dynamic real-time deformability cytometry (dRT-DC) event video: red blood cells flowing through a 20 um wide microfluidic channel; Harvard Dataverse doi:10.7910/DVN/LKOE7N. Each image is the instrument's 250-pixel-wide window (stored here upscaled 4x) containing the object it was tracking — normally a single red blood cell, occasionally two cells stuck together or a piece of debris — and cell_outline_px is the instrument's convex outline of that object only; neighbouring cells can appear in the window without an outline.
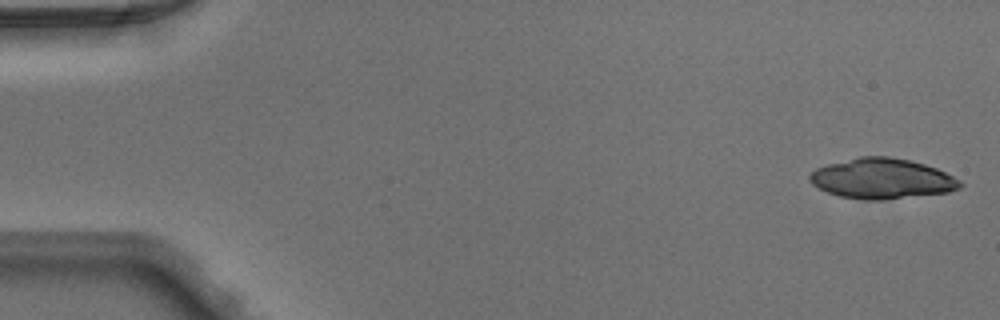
{"species": "Egyptian fruit bat (a non-hibernating species)", "species_latin": "Rousettus aegyptiacus", "temperature_condition": "warm", "stored_images_in_passage": 18, "camera_frame_rate_fps": 3000, "um_per_image_px": 0.085, "animal": {"sex": "male"}, "frame": {"image": 1, "passage_image": 1, "time_ms": 0.0, "image_size_px": [1000, 320], "cell_outline_px": [[964, 184], [960, 188], [948, 192], [880, 200], [868, 200], [840, 196], [828, 192], [812, 184], [808, 176], [816, 168], [828, 164], [860, 156], [888, 156], [912, 160], [936, 168], [960, 180]], "centroid_in_image_um": [74.98, 15.17], "position_along_channel_um": 10.0, "area_um2": 35.14}}
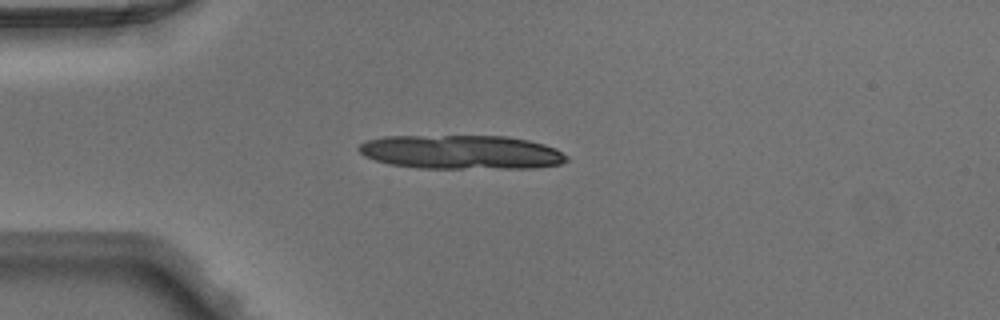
{"frame": {"image": 2, "passage_image": 12, "time_ms": 3.667, "image_size_px": [1000, 320], "cell_outline_px": [[568, 160], [560, 164], [536, 168], [420, 168], [388, 164], [364, 156], [356, 148], [360, 144], [368, 140], [384, 136], [508, 136], [528, 140], [544, 144], [556, 148], [568, 156]], "centroid_in_image_um": [39.23, 12.93], "position_along_channel_um": 45.8, "area_um2": 41.44}}